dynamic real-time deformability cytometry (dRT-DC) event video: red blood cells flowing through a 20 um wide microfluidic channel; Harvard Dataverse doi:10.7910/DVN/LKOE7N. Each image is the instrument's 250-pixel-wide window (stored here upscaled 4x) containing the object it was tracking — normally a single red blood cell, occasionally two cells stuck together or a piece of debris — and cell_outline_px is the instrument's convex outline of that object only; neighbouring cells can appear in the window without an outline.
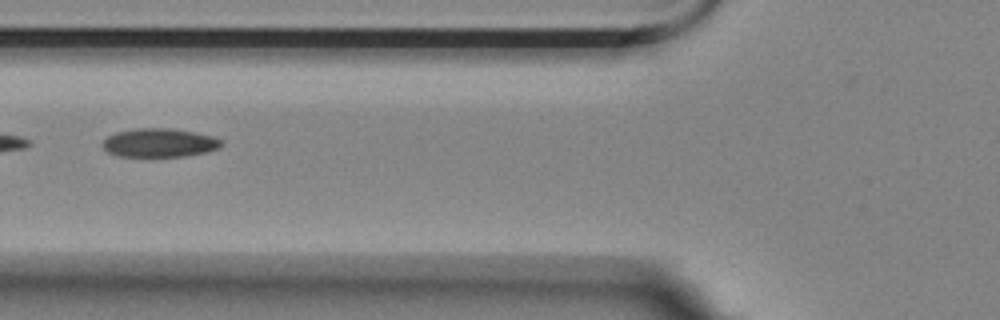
{"species": "Egyptian fruit bat (a non-hibernating species)", "species_latin": "Rousettus aegyptiacus", "temperature_condition": "room temperature", "stored_images_in_passage": 40, "camera_frame_rate_fps": 3000, "um_per_image_px": 0.085, "animal": {"sex": "female"}, "frame": {"image": 1, "passage_image": 6, "time_ms": 1.667, "image_size_px": [1000, 320], "cell_outline_px": [[224, 144], [220, 148], [208, 152], [184, 156], [116, 156], [108, 152], [100, 144], [108, 136], [116, 132], [140, 128], [172, 128], [196, 132], [212, 136], [220, 140]], "centroid_in_image_um": [13.56, 12.13], "position_along_channel_um": 112.2, "area_um2": 19.94}}
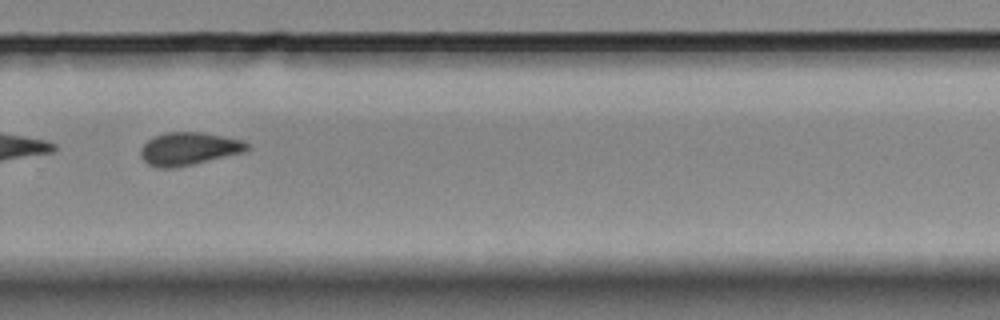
{"frame": {"image": 2, "passage_image": 23, "time_ms": 7.333, "image_size_px": [1000, 320], "cell_outline_px": [[248, 148], [244, 152], [192, 164], [172, 168], [156, 168], [148, 164], [140, 156], [140, 148], [152, 136], [164, 132], [204, 132], [244, 140], [248, 144]], "centroid_in_image_um": [16.02, 12.63], "position_along_channel_um": 313.8, "area_um2": 20.46}, "authors_computed_cell_mechanics": {"area_um2": 19.8254, "velocity_mm_per_s": 3.5611, "shape_relaxation_time_tau1_ms": null, "shape_relaxation_time_tau2_ms": 3.896, "deformation_change_tau1": null, "deformation_change_tau2": 0.0947}}